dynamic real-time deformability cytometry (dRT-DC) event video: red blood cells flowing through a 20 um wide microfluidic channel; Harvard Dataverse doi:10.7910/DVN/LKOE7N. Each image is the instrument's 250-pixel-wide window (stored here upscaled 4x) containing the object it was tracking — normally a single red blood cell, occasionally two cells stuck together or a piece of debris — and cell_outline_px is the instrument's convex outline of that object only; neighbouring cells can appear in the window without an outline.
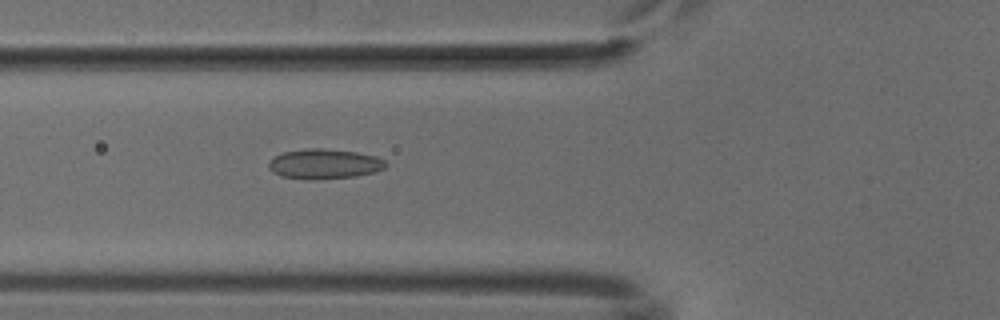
{"species": "common noctule bat (a hibernating species)", "species_latin": "Nyctalus noctula", "temperature_condition": "cold", "stored_images_in_passage": 47, "camera_frame_rate_fps": 3000, "um_per_image_px": 0.085, "animal": {"sex": "male", "body_mass_g": 18.8}, "frame": {"image": 1, "passage_image": 14, "time_ms": 4.333, "image_size_px": [1000, 320], "cell_outline_px": [[388, 164], [384, 168], [376, 172], [356, 176], [316, 180], [308, 180], [280, 176], [272, 172], [268, 168], [268, 164], [276, 156], [284, 152], [304, 148], [324, 148], [356, 152], [376, 156], [384, 160]], "centroid_in_image_um": [27.57, 13.94], "position_along_channel_um": 98.2, "area_um2": 20.63}}
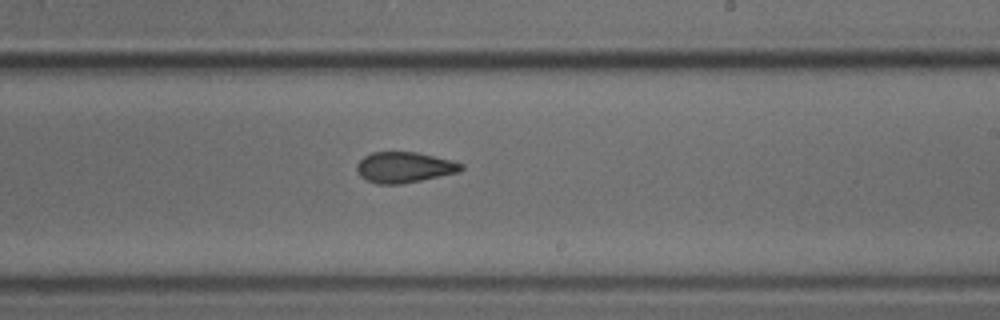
{"frame": {"image": 2, "passage_image": 26, "time_ms": 8.333, "image_size_px": [1000, 320], "cell_outline_px": [[464, 168], [460, 172], [400, 184], [376, 184], [360, 176], [356, 168], [356, 164], [364, 156], [372, 152], [416, 152], [452, 160], [464, 164]], "centroid_in_image_um": [34.37, 14.22], "position_along_channel_um": 254.6, "area_um2": 18.67}}
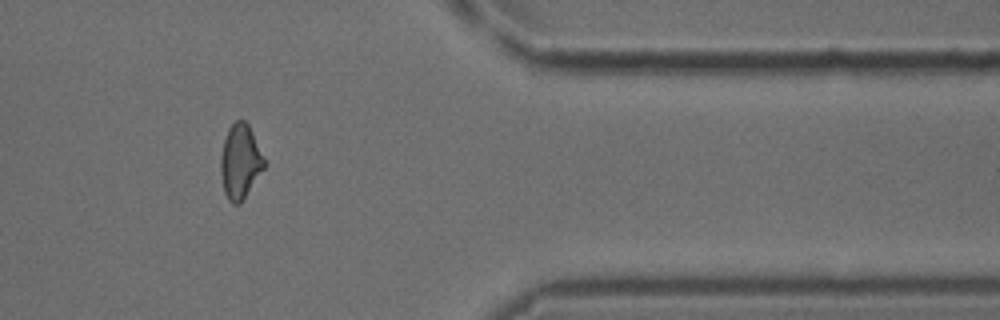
{"frame": {"image": 3, "passage_image": 38, "time_ms": 12.333, "image_size_px": [1000, 320], "cell_outline_px": [[264, 168], [240, 204], [232, 204], [228, 200], [224, 192], [220, 172], [220, 156], [224, 140], [228, 128], [236, 120], [244, 120], [248, 124], [252, 132], [264, 160]], "centroid_in_image_um": [20.38, 13.75], "position_along_channel_um": 391.0, "area_um2": 18.67}}